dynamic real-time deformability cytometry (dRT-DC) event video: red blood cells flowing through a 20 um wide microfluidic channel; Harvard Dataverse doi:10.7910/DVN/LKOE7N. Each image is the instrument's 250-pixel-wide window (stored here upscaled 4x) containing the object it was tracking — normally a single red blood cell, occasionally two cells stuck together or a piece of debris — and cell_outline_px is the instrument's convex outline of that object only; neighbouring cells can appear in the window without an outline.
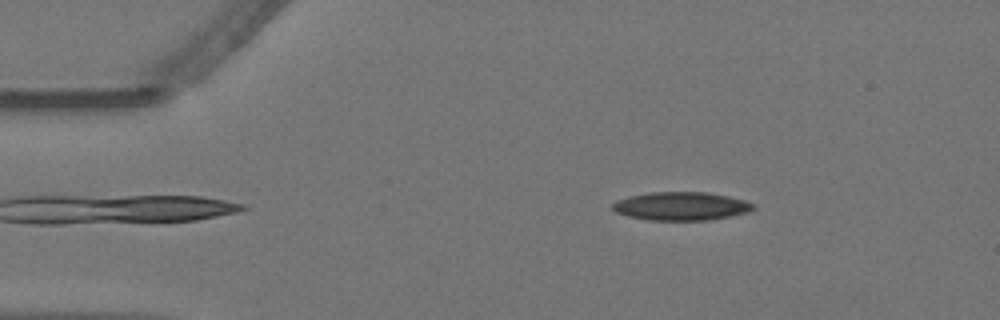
{"species": "Egyptian fruit bat (a non-hibernating species)", "species_latin": "Rousettus aegyptiacus", "temperature_condition": "warm", "stored_images_in_passage": 7, "camera_frame_rate_fps": 3000, "um_per_image_px": 0.085, "animal": {"sex": "female"}, "frame": {"image": 1, "passage_image": 3, "time_ms": 0.667, "image_size_px": [1000, 320], "cell_outline_px": [[756, 208], [748, 212], [732, 216], [708, 220], [648, 220], [628, 216], [616, 212], [612, 208], [612, 204], [616, 200], [628, 196], [648, 192], [704, 192], [728, 196], [744, 200], [756, 204]], "centroid_in_image_um": [57.9, 17.52], "position_along_channel_um": 27.1, "area_um2": 23.41}}